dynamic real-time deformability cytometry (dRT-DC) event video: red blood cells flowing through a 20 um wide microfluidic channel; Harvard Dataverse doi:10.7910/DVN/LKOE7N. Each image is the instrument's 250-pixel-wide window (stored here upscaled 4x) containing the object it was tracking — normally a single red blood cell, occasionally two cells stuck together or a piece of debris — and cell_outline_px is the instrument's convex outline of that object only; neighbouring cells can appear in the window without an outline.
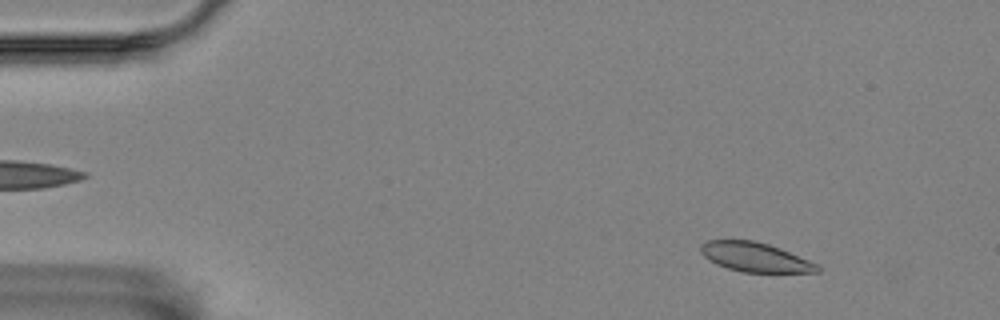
{"species": "Egyptian fruit bat (a non-hibernating species)", "species_latin": "Rousettus aegyptiacus", "temperature_condition": "room temperature", "stored_images_in_passage": 56, "camera_frame_rate_fps": 3000, "um_per_image_px": 0.085, "animal": {"sex": "female"}, "frame": {"image": 1, "passage_image": 6, "time_ms": 1.667, "image_size_px": [1000, 320], "cell_outline_px": [[820, 272], [744, 272], [728, 268], [716, 264], [708, 260], [700, 252], [700, 244], [708, 240], [752, 240], [768, 244], [780, 248], [808, 260], [816, 264], [820, 268]], "centroid_in_image_um": [64.14, 21.85], "position_along_channel_um": 20.9, "area_um2": 19.77}}
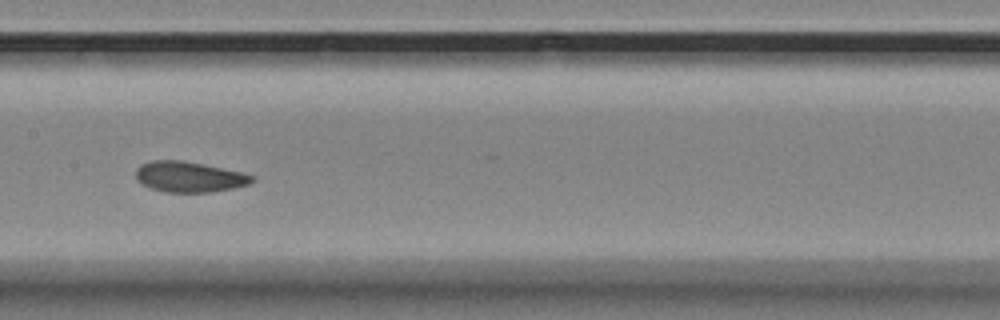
{"frame": {"image": 2, "passage_image": 28, "time_ms": 9.0, "image_size_px": [1000, 320], "cell_outline_px": [[256, 180], [248, 184], [232, 188], [212, 192], [164, 192], [140, 184], [136, 180], [136, 168], [140, 164], [152, 160], [184, 160], [240, 172], [252, 176]], "centroid_in_image_um": [16.02, 15.03], "position_along_channel_um": 191.4, "area_um2": 20.69}}
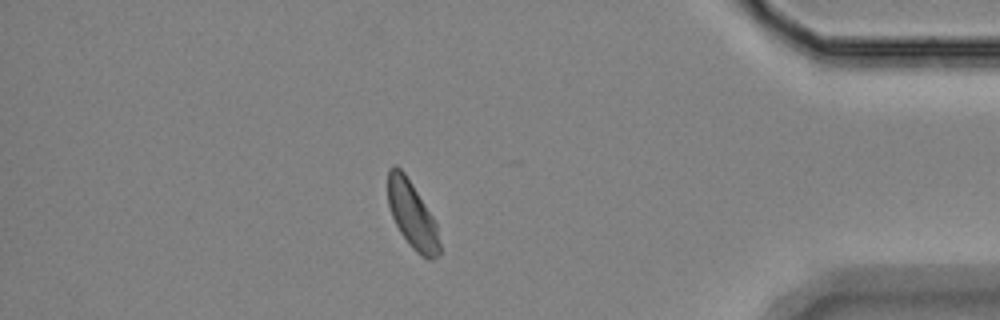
{"frame": {"image": 3, "passage_image": 49, "time_ms": 16.0, "image_size_px": [1000, 320], "cell_outline_px": [[440, 252], [432, 260], [428, 260], [420, 256], [408, 244], [400, 232], [392, 216], [388, 204], [388, 168], [392, 164], [396, 164], [404, 172], [412, 184], [432, 216], [436, 224], [440, 244]], "centroid_in_image_um": [35.02, 18.27], "position_along_channel_um": 400.2, "area_um2": 20.11}, "authors_computed_cell_mechanics": {"area_um2": 20.808, "velocity_mm_per_s": 3.4874, "shape_relaxation_time_tau1_ms": 4.7082, "shape_relaxation_time_tau2_ms": 4.2198, "deformation_change_tau1": 0.0977, "deformation_change_tau2": 0.0812}}